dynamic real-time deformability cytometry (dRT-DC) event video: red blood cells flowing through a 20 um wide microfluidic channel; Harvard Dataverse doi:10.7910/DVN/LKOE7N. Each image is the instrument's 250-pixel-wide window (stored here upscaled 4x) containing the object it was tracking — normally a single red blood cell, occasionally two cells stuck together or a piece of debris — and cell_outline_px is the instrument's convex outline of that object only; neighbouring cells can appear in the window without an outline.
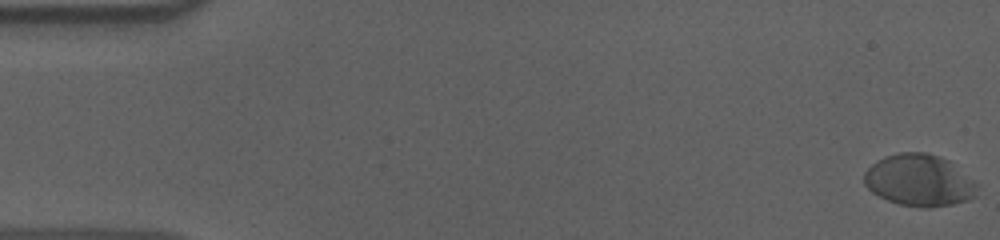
{"species": "human", "species_latin": "Homo sapiens", "temperature_condition": "cold", "stored_images_in_passage": 57, "camera_frame_rate_fps": 3000, "um_per_image_px": 0.085, "donor": {"sex": "male"}, "frame": {"image": 1, "passage_image": 1, "time_ms": 0.0, "image_size_px": [1000, 240], "cell_outline_px": [[976, 196], [968, 200], [952, 204], [928, 208], [920, 208], [900, 204], [888, 200], [872, 192], [864, 184], [864, 172], [876, 160], [884, 156], [900, 152], [924, 152], [940, 156], [948, 160], [972, 180], [976, 184]], "centroid_in_image_um": [78.1, 15.33], "position_along_channel_um": 6.9, "area_um2": 33.99}}
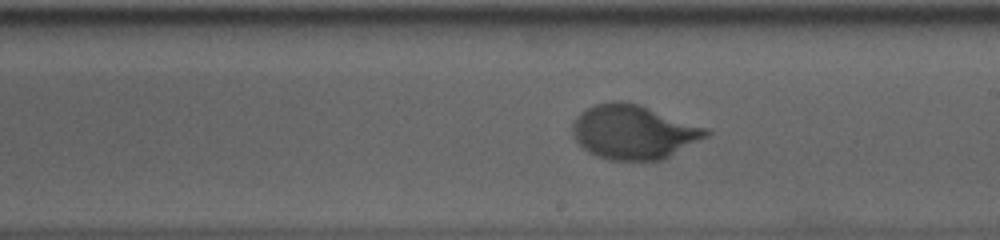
{"frame": {"image": 2, "passage_image": 33, "time_ms": 10.667, "image_size_px": [1000, 240], "cell_outline_px": [[712, 132], [708, 136], [660, 160], [608, 160], [596, 156], [588, 152], [572, 136], [572, 124], [576, 116], [580, 112], [596, 104], [612, 100], [620, 100], [636, 104], [708, 128]], "centroid_in_image_um": [53.81, 11.22], "position_along_channel_um": 235.2, "area_um2": 41.85}}
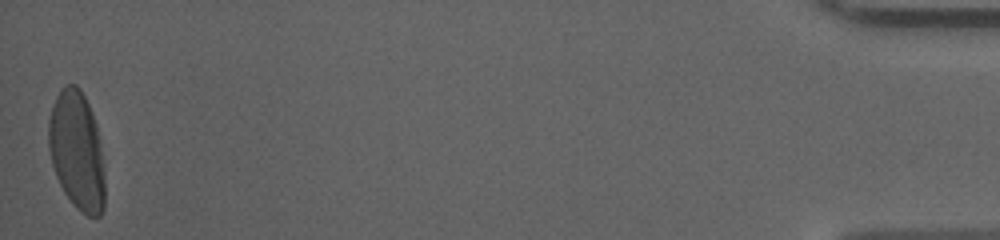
{"frame": {"image": 3, "passage_image": 57, "time_ms": 18.667, "image_size_px": [1000, 240], "cell_outline_px": [[104, 208], [100, 216], [88, 216], [80, 212], [72, 204], [64, 192], [56, 176], [52, 164], [48, 148], [48, 120], [56, 96], [60, 88], [64, 84], [76, 84], [80, 88], [92, 112], [96, 124], [100, 144], [104, 172]], "centroid_in_image_um": [6.52, 12.81], "position_along_channel_um": 428.7, "area_um2": 39.07}, "authors_computed_cell_mechanics": {"area_um2": 39.2462, "velocity_mm_per_s": 3.5995, "shape_relaxation_time_tau1_ms": 4.1568, "shape_relaxation_time_tau2_ms": null, "deformation_change_tau1": 0.1814, "deformation_change_tau2": null}}